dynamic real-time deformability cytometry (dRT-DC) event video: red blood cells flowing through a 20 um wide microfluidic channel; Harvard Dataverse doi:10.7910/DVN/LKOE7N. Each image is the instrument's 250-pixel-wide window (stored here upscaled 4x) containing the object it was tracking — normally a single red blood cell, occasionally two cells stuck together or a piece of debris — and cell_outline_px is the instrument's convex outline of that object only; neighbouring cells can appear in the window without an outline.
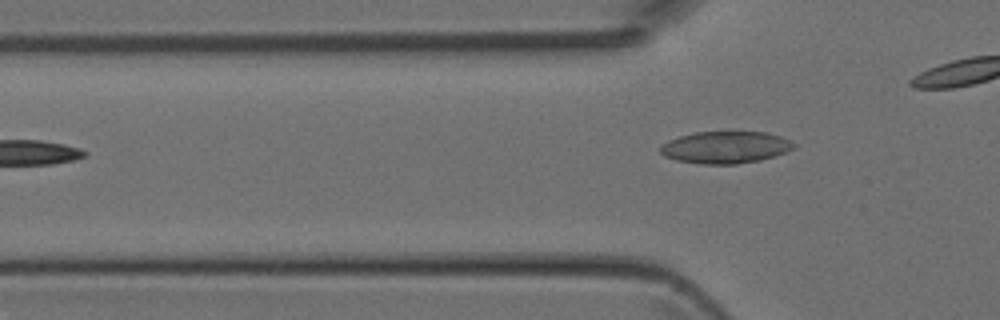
{"species": "Egyptian fruit bat (a non-hibernating species)", "species_latin": "Rousettus aegyptiacus", "temperature_condition": "room temperature", "stored_images_in_passage": 7, "camera_frame_rate_fps": 3000, "um_per_image_px": 0.085, "animal": {"sex": "female"}, "frame": {"image": 1, "passage_image": 4, "time_ms": 1.0, "image_size_px": [1000, 320], "cell_outline_px": [[796, 148], [760, 160], [736, 164], [700, 164], [676, 160], [664, 156], [660, 152], [660, 144], [668, 140], [680, 136], [696, 132], [768, 132], [780, 136], [796, 144]], "centroid_in_image_um": [61.63, 12.52], "position_along_channel_um": 64.2, "area_um2": 24.91}}
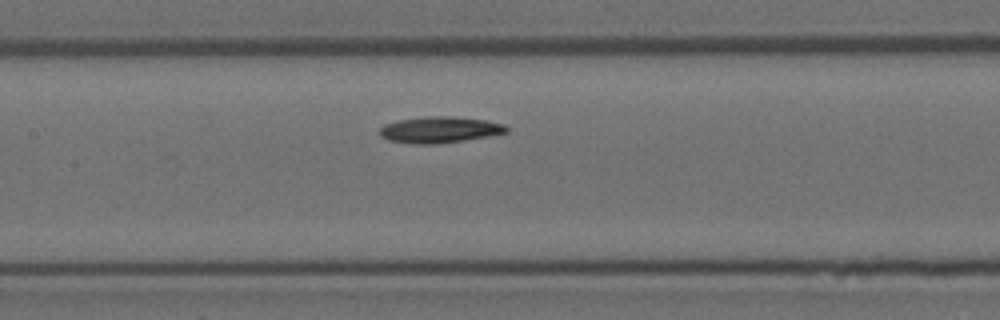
{"frame": {"image": 2, "passage_image": 7, "time_ms": 2.0, "image_size_px": [1000, 320], "cell_outline_px": [[508, 132], [464, 140], [436, 144], [416, 144], [388, 140], [380, 136], [380, 128], [384, 124], [400, 120], [424, 116], [452, 116], [484, 120], [504, 124], [508, 128]], "centroid_in_image_um": [37.35, 11.02], "position_along_channel_um": 170.1, "area_um2": 19.25}}